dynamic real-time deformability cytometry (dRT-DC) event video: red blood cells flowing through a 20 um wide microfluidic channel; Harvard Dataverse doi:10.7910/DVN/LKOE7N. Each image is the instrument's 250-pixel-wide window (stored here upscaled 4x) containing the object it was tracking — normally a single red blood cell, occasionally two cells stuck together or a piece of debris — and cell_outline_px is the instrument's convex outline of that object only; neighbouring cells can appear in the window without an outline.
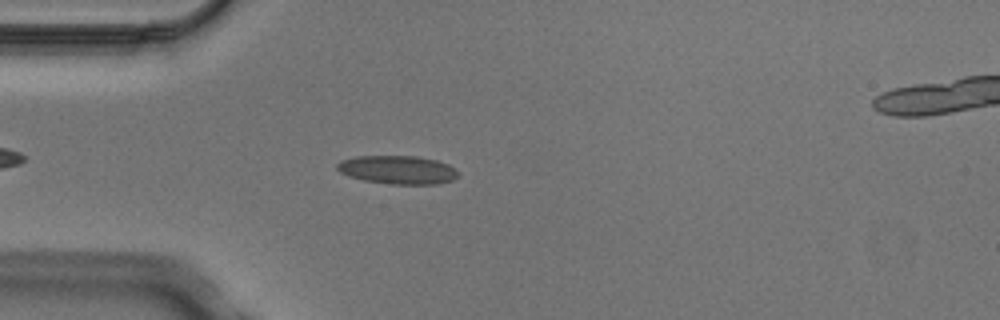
{"species": "Egyptian fruit bat (a non-hibernating species)", "species_latin": "Rousettus aegyptiacus", "temperature_condition": "cold", "stored_images_in_passage": 5, "camera_frame_rate_fps": 3000, "um_per_image_px": 0.085, "animal": {"sex": "male"}, "frame": {"image": 1, "passage_image": 4, "time_ms": 1.0, "image_size_px": [1000, 320], "cell_outline_px": [[460, 172], [452, 180], [440, 184], [392, 184], [364, 180], [348, 176], [340, 172], [336, 168], [336, 164], [340, 160], [356, 156], [416, 156], [436, 160], [448, 164]], "centroid_in_image_um": [33.79, 14.43], "position_along_channel_um": 51.2, "area_um2": 20.11}}